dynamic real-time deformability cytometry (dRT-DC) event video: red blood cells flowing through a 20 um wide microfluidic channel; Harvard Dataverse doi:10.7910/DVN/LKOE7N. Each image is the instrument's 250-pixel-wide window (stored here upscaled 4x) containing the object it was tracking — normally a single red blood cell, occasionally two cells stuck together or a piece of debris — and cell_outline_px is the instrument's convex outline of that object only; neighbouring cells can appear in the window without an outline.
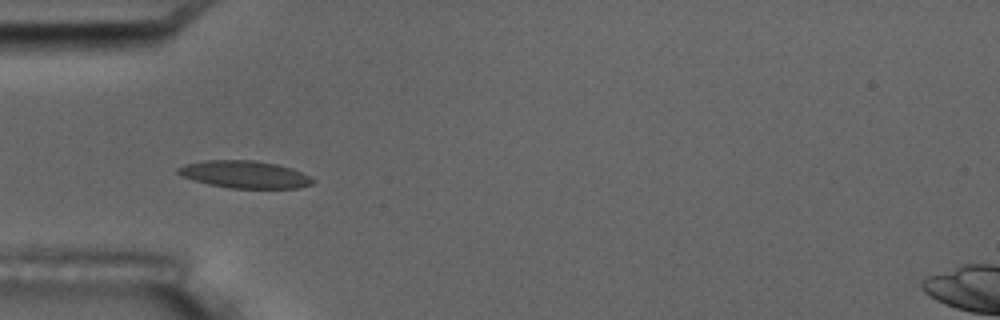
{"species": "common noctule bat (a hibernating species)", "species_latin": "Nyctalus noctula", "temperature_condition": "room temperature", "stored_images_in_passage": 5, "camera_frame_rate_fps": 3000, "um_per_image_px": 0.085, "animal": {"sex": "male", "body_mass_g": 17.5, "forearm_length_mm": 52.3}, "frame": {"image": 1, "passage_image": 4, "time_ms": 3.667, "image_size_px": [1000, 320], "cell_outline_px": [[316, 180], [312, 184], [300, 188], [228, 188], [208, 184], [192, 180], [180, 176], [176, 172], [176, 168], [184, 164], [204, 160], [256, 160], [276, 164], [292, 168]], "centroid_in_image_um": [20.75, 14.82], "position_along_channel_um": 64.2, "area_um2": 21.68}}